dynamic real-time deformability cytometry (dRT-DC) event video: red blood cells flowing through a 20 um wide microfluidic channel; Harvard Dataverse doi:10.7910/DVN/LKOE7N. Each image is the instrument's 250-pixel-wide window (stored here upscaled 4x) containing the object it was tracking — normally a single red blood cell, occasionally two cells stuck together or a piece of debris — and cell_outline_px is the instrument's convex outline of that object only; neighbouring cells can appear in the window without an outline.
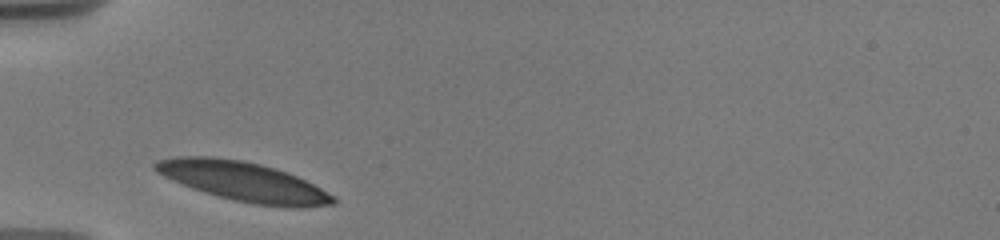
{"species": "human", "species_latin": "Homo sapiens", "temperature_condition": "warm", "stored_images_in_passage": 3, "camera_frame_rate_fps": 3000, "um_per_image_px": 0.085, "donor": {"sex": "male"}, "frame": {"image": 1, "passage_image": 1, "time_ms": 0.0, "image_size_px": [1000, 240], "cell_outline_px": [[336, 204], [296, 208], [256, 204], [232, 200], [204, 192], [172, 180], [156, 172], [152, 168], [152, 164], [156, 160], [176, 156], [208, 156], [244, 160], [276, 168], [288, 172], [336, 196]], "centroid_in_image_um": [20.67, 15.42], "position_along_channel_um": 64.3, "area_um2": 40.86}}